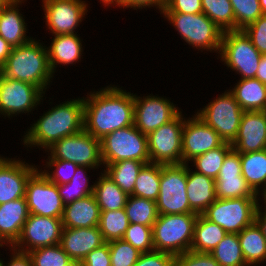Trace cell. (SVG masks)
Returning <instances> with one entry per match:
<instances>
[{
	"label": "cell",
	"instance_id": "cell-1",
	"mask_svg": "<svg viewBox=\"0 0 266 266\" xmlns=\"http://www.w3.org/2000/svg\"><path fill=\"white\" fill-rule=\"evenodd\" d=\"M118 86L91 91L84 99V130L101 140L134 124V94Z\"/></svg>",
	"mask_w": 266,
	"mask_h": 266
},
{
	"label": "cell",
	"instance_id": "cell-2",
	"mask_svg": "<svg viewBox=\"0 0 266 266\" xmlns=\"http://www.w3.org/2000/svg\"><path fill=\"white\" fill-rule=\"evenodd\" d=\"M45 112L25 133L23 143L45 151L58 140L84 130V99L65 101Z\"/></svg>",
	"mask_w": 266,
	"mask_h": 266
},
{
	"label": "cell",
	"instance_id": "cell-3",
	"mask_svg": "<svg viewBox=\"0 0 266 266\" xmlns=\"http://www.w3.org/2000/svg\"><path fill=\"white\" fill-rule=\"evenodd\" d=\"M0 73L9 79L33 84L44 93L55 74L49 64L47 46L35 38L27 44L13 47Z\"/></svg>",
	"mask_w": 266,
	"mask_h": 266
},
{
	"label": "cell",
	"instance_id": "cell-4",
	"mask_svg": "<svg viewBox=\"0 0 266 266\" xmlns=\"http://www.w3.org/2000/svg\"><path fill=\"white\" fill-rule=\"evenodd\" d=\"M198 214H159L152 226L155 251L180 255L190 251Z\"/></svg>",
	"mask_w": 266,
	"mask_h": 266
},
{
	"label": "cell",
	"instance_id": "cell-5",
	"mask_svg": "<svg viewBox=\"0 0 266 266\" xmlns=\"http://www.w3.org/2000/svg\"><path fill=\"white\" fill-rule=\"evenodd\" d=\"M185 42L200 50L220 52L223 32L203 12L197 14L160 13Z\"/></svg>",
	"mask_w": 266,
	"mask_h": 266
},
{
	"label": "cell",
	"instance_id": "cell-6",
	"mask_svg": "<svg viewBox=\"0 0 266 266\" xmlns=\"http://www.w3.org/2000/svg\"><path fill=\"white\" fill-rule=\"evenodd\" d=\"M103 164L121 160L150 163L147 135L133 125L115 130L101 139Z\"/></svg>",
	"mask_w": 266,
	"mask_h": 266
},
{
	"label": "cell",
	"instance_id": "cell-7",
	"mask_svg": "<svg viewBox=\"0 0 266 266\" xmlns=\"http://www.w3.org/2000/svg\"><path fill=\"white\" fill-rule=\"evenodd\" d=\"M219 55L230 70L241 75L240 79L255 78L262 57L243 30L223 32Z\"/></svg>",
	"mask_w": 266,
	"mask_h": 266
},
{
	"label": "cell",
	"instance_id": "cell-8",
	"mask_svg": "<svg viewBox=\"0 0 266 266\" xmlns=\"http://www.w3.org/2000/svg\"><path fill=\"white\" fill-rule=\"evenodd\" d=\"M187 164L161 165L160 190L156 200L159 214H196L187 196Z\"/></svg>",
	"mask_w": 266,
	"mask_h": 266
},
{
	"label": "cell",
	"instance_id": "cell-9",
	"mask_svg": "<svg viewBox=\"0 0 266 266\" xmlns=\"http://www.w3.org/2000/svg\"><path fill=\"white\" fill-rule=\"evenodd\" d=\"M258 198H217L201 215L227 233H240L254 222Z\"/></svg>",
	"mask_w": 266,
	"mask_h": 266
},
{
	"label": "cell",
	"instance_id": "cell-10",
	"mask_svg": "<svg viewBox=\"0 0 266 266\" xmlns=\"http://www.w3.org/2000/svg\"><path fill=\"white\" fill-rule=\"evenodd\" d=\"M243 113L234 94L227 90L198 110L196 115L212 127L224 142L232 143L237 137Z\"/></svg>",
	"mask_w": 266,
	"mask_h": 266
},
{
	"label": "cell",
	"instance_id": "cell-11",
	"mask_svg": "<svg viewBox=\"0 0 266 266\" xmlns=\"http://www.w3.org/2000/svg\"><path fill=\"white\" fill-rule=\"evenodd\" d=\"M50 152L48 159L69 161L78 166L97 169L103 164L101 157V140L82 130L64 137L46 150Z\"/></svg>",
	"mask_w": 266,
	"mask_h": 266
},
{
	"label": "cell",
	"instance_id": "cell-12",
	"mask_svg": "<svg viewBox=\"0 0 266 266\" xmlns=\"http://www.w3.org/2000/svg\"><path fill=\"white\" fill-rule=\"evenodd\" d=\"M182 112L169 123L147 135L150 163L161 165L182 164Z\"/></svg>",
	"mask_w": 266,
	"mask_h": 266
},
{
	"label": "cell",
	"instance_id": "cell-13",
	"mask_svg": "<svg viewBox=\"0 0 266 266\" xmlns=\"http://www.w3.org/2000/svg\"><path fill=\"white\" fill-rule=\"evenodd\" d=\"M25 198L29 214L62 218V203L57 185L48 180L41 169H37L26 185Z\"/></svg>",
	"mask_w": 266,
	"mask_h": 266
},
{
	"label": "cell",
	"instance_id": "cell-14",
	"mask_svg": "<svg viewBox=\"0 0 266 266\" xmlns=\"http://www.w3.org/2000/svg\"><path fill=\"white\" fill-rule=\"evenodd\" d=\"M43 94V95H42ZM44 92L33 84L4 77L0 73V114L13 117L29 113L43 101Z\"/></svg>",
	"mask_w": 266,
	"mask_h": 266
},
{
	"label": "cell",
	"instance_id": "cell-15",
	"mask_svg": "<svg viewBox=\"0 0 266 266\" xmlns=\"http://www.w3.org/2000/svg\"><path fill=\"white\" fill-rule=\"evenodd\" d=\"M63 225L61 218L29 214L20 237L12 246L22 252L60 244Z\"/></svg>",
	"mask_w": 266,
	"mask_h": 266
},
{
	"label": "cell",
	"instance_id": "cell-16",
	"mask_svg": "<svg viewBox=\"0 0 266 266\" xmlns=\"http://www.w3.org/2000/svg\"><path fill=\"white\" fill-rule=\"evenodd\" d=\"M181 111L169 99L148 95L134 94V126L143 134L158 129L175 119Z\"/></svg>",
	"mask_w": 266,
	"mask_h": 266
},
{
	"label": "cell",
	"instance_id": "cell-17",
	"mask_svg": "<svg viewBox=\"0 0 266 266\" xmlns=\"http://www.w3.org/2000/svg\"><path fill=\"white\" fill-rule=\"evenodd\" d=\"M43 17L46 26L53 35L74 34L84 15L88 4L83 0H42Z\"/></svg>",
	"mask_w": 266,
	"mask_h": 266
},
{
	"label": "cell",
	"instance_id": "cell-18",
	"mask_svg": "<svg viewBox=\"0 0 266 266\" xmlns=\"http://www.w3.org/2000/svg\"><path fill=\"white\" fill-rule=\"evenodd\" d=\"M220 135L196 114L192 118L184 117L182 131V164L191 162L196 156L224 144Z\"/></svg>",
	"mask_w": 266,
	"mask_h": 266
},
{
	"label": "cell",
	"instance_id": "cell-19",
	"mask_svg": "<svg viewBox=\"0 0 266 266\" xmlns=\"http://www.w3.org/2000/svg\"><path fill=\"white\" fill-rule=\"evenodd\" d=\"M216 198H258V194L242 176L240 153L232 149L225 157L215 179Z\"/></svg>",
	"mask_w": 266,
	"mask_h": 266
},
{
	"label": "cell",
	"instance_id": "cell-20",
	"mask_svg": "<svg viewBox=\"0 0 266 266\" xmlns=\"http://www.w3.org/2000/svg\"><path fill=\"white\" fill-rule=\"evenodd\" d=\"M37 169L23 160L0 155V204L25 197L27 181Z\"/></svg>",
	"mask_w": 266,
	"mask_h": 266
},
{
	"label": "cell",
	"instance_id": "cell-21",
	"mask_svg": "<svg viewBox=\"0 0 266 266\" xmlns=\"http://www.w3.org/2000/svg\"><path fill=\"white\" fill-rule=\"evenodd\" d=\"M231 146L237 153L266 149V119L263 111H244L237 137Z\"/></svg>",
	"mask_w": 266,
	"mask_h": 266
},
{
	"label": "cell",
	"instance_id": "cell-22",
	"mask_svg": "<svg viewBox=\"0 0 266 266\" xmlns=\"http://www.w3.org/2000/svg\"><path fill=\"white\" fill-rule=\"evenodd\" d=\"M105 243L98 226L62 229L60 245L74 263H80L88 253Z\"/></svg>",
	"mask_w": 266,
	"mask_h": 266
},
{
	"label": "cell",
	"instance_id": "cell-23",
	"mask_svg": "<svg viewBox=\"0 0 266 266\" xmlns=\"http://www.w3.org/2000/svg\"><path fill=\"white\" fill-rule=\"evenodd\" d=\"M29 216L26 198L0 204V237L12 247Z\"/></svg>",
	"mask_w": 266,
	"mask_h": 266
},
{
	"label": "cell",
	"instance_id": "cell-24",
	"mask_svg": "<svg viewBox=\"0 0 266 266\" xmlns=\"http://www.w3.org/2000/svg\"><path fill=\"white\" fill-rule=\"evenodd\" d=\"M24 1L12 0L0 10V36L12 47L22 46L32 40L26 35L27 23L18 9Z\"/></svg>",
	"mask_w": 266,
	"mask_h": 266
},
{
	"label": "cell",
	"instance_id": "cell-25",
	"mask_svg": "<svg viewBox=\"0 0 266 266\" xmlns=\"http://www.w3.org/2000/svg\"><path fill=\"white\" fill-rule=\"evenodd\" d=\"M100 209L94 194L64 205L63 228H90L98 226Z\"/></svg>",
	"mask_w": 266,
	"mask_h": 266
},
{
	"label": "cell",
	"instance_id": "cell-26",
	"mask_svg": "<svg viewBox=\"0 0 266 266\" xmlns=\"http://www.w3.org/2000/svg\"><path fill=\"white\" fill-rule=\"evenodd\" d=\"M187 164V196L190 209L201 215L217 198L215 194V179L191 171Z\"/></svg>",
	"mask_w": 266,
	"mask_h": 266
},
{
	"label": "cell",
	"instance_id": "cell-27",
	"mask_svg": "<svg viewBox=\"0 0 266 266\" xmlns=\"http://www.w3.org/2000/svg\"><path fill=\"white\" fill-rule=\"evenodd\" d=\"M74 34L55 35L51 45L47 47L49 64L52 72H56L57 64H73L79 62L82 56V40Z\"/></svg>",
	"mask_w": 266,
	"mask_h": 266
},
{
	"label": "cell",
	"instance_id": "cell-28",
	"mask_svg": "<svg viewBox=\"0 0 266 266\" xmlns=\"http://www.w3.org/2000/svg\"><path fill=\"white\" fill-rule=\"evenodd\" d=\"M230 91L243 111L266 109V85L257 78L240 79Z\"/></svg>",
	"mask_w": 266,
	"mask_h": 266
},
{
	"label": "cell",
	"instance_id": "cell-29",
	"mask_svg": "<svg viewBox=\"0 0 266 266\" xmlns=\"http://www.w3.org/2000/svg\"><path fill=\"white\" fill-rule=\"evenodd\" d=\"M238 238L248 266L266 261V238L255 222L238 233Z\"/></svg>",
	"mask_w": 266,
	"mask_h": 266
},
{
	"label": "cell",
	"instance_id": "cell-30",
	"mask_svg": "<svg viewBox=\"0 0 266 266\" xmlns=\"http://www.w3.org/2000/svg\"><path fill=\"white\" fill-rule=\"evenodd\" d=\"M94 183V196L100 211H115L124 209L128 195L104 172L100 173Z\"/></svg>",
	"mask_w": 266,
	"mask_h": 266
},
{
	"label": "cell",
	"instance_id": "cell-31",
	"mask_svg": "<svg viewBox=\"0 0 266 266\" xmlns=\"http://www.w3.org/2000/svg\"><path fill=\"white\" fill-rule=\"evenodd\" d=\"M242 176L258 194L266 188V149L258 152L240 153ZM261 188V189H260Z\"/></svg>",
	"mask_w": 266,
	"mask_h": 266
},
{
	"label": "cell",
	"instance_id": "cell-32",
	"mask_svg": "<svg viewBox=\"0 0 266 266\" xmlns=\"http://www.w3.org/2000/svg\"><path fill=\"white\" fill-rule=\"evenodd\" d=\"M227 232L218 224L198 215L192 240V251L211 253Z\"/></svg>",
	"mask_w": 266,
	"mask_h": 266
},
{
	"label": "cell",
	"instance_id": "cell-33",
	"mask_svg": "<svg viewBox=\"0 0 266 266\" xmlns=\"http://www.w3.org/2000/svg\"><path fill=\"white\" fill-rule=\"evenodd\" d=\"M143 161L121 160L111 164H104L103 172L113 180L116 185L128 196L133 194L136 178L142 167Z\"/></svg>",
	"mask_w": 266,
	"mask_h": 266
},
{
	"label": "cell",
	"instance_id": "cell-34",
	"mask_svg": "<svg viewBox=\"0 0 266 266\" xmlns=\"http://www.w3.org/2000/svg\"><path fill=\"white\" fill-rule=\"evenodd\" d=\"M161 164L147 163L140 170L132 196L156 201L160 190Z\"/></svg>",
	"mask_w": 266,
	"mask_h": 266
},
{
	"label": "cell",
	"instance_id": "cell-35",
	"mask_svg": "<svg viewBox=\"0 0 266 266\" xmlns=\"http://www.w3.org/2000/svg\"><path fill=\"white\" fill-rule=\"evenodd\" d=\"M130 223L153 226L159 216L156 201L129 195L124 207Z\"/></svg>",
	"mask_w": 266,
	"mask_h": 266
},
{
	"label": "cell",
	"instance_id": "cell-36",
	"mask_svg": "<svg viewBox=\"0 0 266 266\" xmlns=\"http://www.w3.org/2000/svg\"><path fill=\"white\" fill-rule=\"evenodd\" d=\"M211 255L220 266H248L236 233H227L213 249Z\"/></svg>",
	"mask_w": 266,
	"mask_h": 266
},
{
	"label": "cell",
	"instance_id": "cell-37",
	"mask_svg": "<svg viewBox=\"0 0 266 266\" xmlns=\"http://www.w3.org/2000/svg\"><path fill=\"white\" fill-rule=\"evenodd\" d=\"M86 169L90 170L91 168L79 165L69 183L57 185L64 205L94 193V184L89 186V178L86 177L88 176L86 174Z\"/></svg>",
	"mask_w": 266,
	"mask_h": 266
},
{
	"label": "cell",
	"instance_id": "cell-38",
	"mask_svg": "<svg viewBox=\"0 0 266 266\" xmlns=\"http://www.w3.org/2000/svg\"><path fill=\"white\" fill-rule=\"evenodd\" d=\"M202 12L222 32L236 30L235 16L230 0H201Z\"/></svg>",
	"mask_w": 266,
	"mask_h": 266
},
{
	"label": "cell",
	"instance_id": "cell-39",
	"mask_svg": "<svg viewBox=\"0 0 266 266\" xmlns=\"http://www.w3.org/2000/svg\"><path fill=\"white\" fill-rule=\"evenodd\" d=\"M129 224L125 209L100 212L98 227L105 242L123 239Z\"/></svg>",
	"mask_w": 266,
	"mask_h": 266
},
{
	"label": "cell",
	"instance_id": "cell-40",
	"mask_svg": "<svg viewBox=\"0 0 266 266\" xmlns=\"http://www.w3.org/2000/svg\"><path fill=\"white\" fill-rule=\"evenodd\" d=\"M231 143L225 142L222 146L196 156L191 161L194 163L195 171L205 176L216 179L226 155L232 150Z\"/></svg>",
	"mask_w": 266,
	"mask_h": 266
},
{
	"label": "cell",
	"instance_id": "cell-41",
	"mask_svg": "<svg viewBox=\"0 0 266 266\" xmlns=\"http://www.w3.org/2000/svg\"><path fill=\"white\" fill-rule=\"evenodd\" d=\"M28 254L32 266H72L74 264L60 244L31 250Z\"/></svg>",
	"mask_w": 266,
	"mask_h": 266
},
{
	"label": "cell",
	"instance_id": "cell-42",
	"mask_svg": "<svg viewBox=\"0 0 266 266\" xmlns=\"http://www.w3.org/2000/svg\"><path fill=\"white\" fill-rule=\"evenodd\" d=\"M235 16L236 30H243L263 15L259 0H230Z\"/></svg>",
	"mask_w": 266,
	"mask_h": 266
},
{
	"label": "cell",
	"instance_id": "cell-43",
	"mask_svg": "<svg viewBox=\"0 0 266 266\" xmlns=\"http://www.w3.org/2000/svg\"><path fill=\"white\" fill-rule=\"evenodd\" d=\"M110 250L111 266H134L141 252L123 239L107 242Z\"/></svg>",
	"mask_w": 266,
	"mask_h": 266
},
{
	"label": "cell",
	"instance_id": "cell-44",
	"mask_svg": "<svg viewBox=\"0 0 266 266\" xmlns=\"http://www.w3.org/2000/svg\"><path fill=\"white\" fill-rule=\"evenodd\" d=\"M123 240L141 253L154 251L152 227L130 223Z\"/></svg>",
	"mask_w": 266,
	"mask_h": 266
},
{
	"label": "cell",
	"instance_id": "cell-45",
	"mask_svg": "<svg viewBox=\"0 0 266 266\" xmlns=\"http://www.w3.org/2000/svg\"><path fill=\"white\" fill-rule=\"evenodd\" d=\"M46 167L53 169L50 172L48 170H41L48 180L56 185L69 183L72 177L75 175V171L78 167L77 164L69 161L58 160V159H47ZM50 172V173H49Z\"/></svg>",
	"mask_w": 266,
	"mask_h": 266
},
{
	"label": "cell",
	"instance_id": "cell-46",
	"mask_svg": "<svg viewBox=\"0 0 266 266\" xmlns=\"http://www.w3.org/2000/svg\"><path fill=\"white\" fill-rule=\"evenodd\" d=\"M243 31L250 38L253 46L262 55L266 54V14L246 26Z\"/></svg>",
	"mask_w": 266,
	"mask_h": 266
},
{
	"label": "cell",
	"instance_id": "cell-47",
	"mask_svg": "<svg viewBox=\"0 0 266 266\" xmlns=\"http://www.w3.org/2000/svg\"><path fill=\"white\" fill-rule=\"evenodd\" d=\"M174 266H220L211 253L187 251L174 258Z\"/></svg>",
	"mask_w": 266,
	"mask_h": 266
},
{
	"label": "cell",
	"instance_id": "cell-48",
	"mask_svg": "<svg viewBox=\"0 0 266 266\" xmlns=\"http://www.w3.org/2000/svg\"><path fill=\"white\" fill-rule=\"evenodd\" d=\"M161 13H202L201 0H166Z\"/></svg>",
	"mask_w": 266,
	"mask_h": 266
},
{
	"label": "cell",
	"instance_id": "cell-49",
	"mask_svg": "<svg viewBox=\"0 0 266 266\" xmlns=\"http://www.w3.org/2000/svg\"><path fill=\"white\" fill-rule=\"evenodd\" d=\"M174 258V255L154 250L141 253L134 266H174Z\"/></svg>",
	"mask_w": 266,
	"mask_h": 266
},
{
	"label": "cell",
	"instance_id": "cell-50",
	"mask_svg": "<svg viewBox=\"0 0 266 266\" xmlns=\"http://www.w3.org/2000/svg\"><path fill=\"white\" fill-rule=\"evenodd\" d=\"M79 266H111L108 243L106 242L101 247L88 253L79 263Z\"/></svg>",
	"mask_w": 266,
	"mask_h": 266
},
{
	"label": "cell",
	"instance_id": "cell-51",
	"mask_svg": "<svg viewBox=\"0 0 266 266\" xmlns=\"http://www.w3.org/2000/svg\"><path fill=\"white\" fill-rule=\"evenodd\" d=\"M166 0H115V5L124 8L143 9L154 7L161 12ZM137 8V9H136Z\"/></svg>",
	"mask_w": 266,
	"mask_h": 266
},
{
	"label": "cell",
	"instance_id": "cell-52",
	"mask_svg": "<svg viewBox=\"0 0 266 266\" xmlns=\"http://www.w3.org/2000/svg\"><path fill=\"white\" fill-rule=\"evenodd\" d=\"M12 250L11 260L8 264L1 259V266H32V261L28 252H22L10 247Z\"/></svg>",
	"mask_w": 266,
	"mask_h": 266
},
{
	"label": "cell",
	"instance_id": "cell-53",
	"mask_svg": "<svg viewBox=\"0 0 266 266\" xmlns=\"http://www.w3.org/2000/svg\"><path fill=\"white\" fill-rule=\"evenodd\" d=\"M258 201V208L256 209L254 222L260 228L263 236L266 238V213L262 212V205L260 206Z\"/></svg>",
	"mask_w": 266,
	"mask_h": 266
},
{
	"label": "cell",
	"instance_id": "cell-54",
	"mask_svg": "<svg viewBox=\"0 0 266 266\" xmlns=\"http://www.w3.org/2000/svg\"><path fill=\"white\" fill-rule=\"evenodd\" d=\"M12 46L0 36V68L5 64L11 54Z\"/></svg>",
	"mask_w": 266,
	"mask_h": 266
},
{
	"label": "cell",
	"instance_id": "cell-55",
	"mask_svg": "<svg viewBox=\"0 0 266 266\" xmlns=\"http://www.w3.org/2000/svg\"><path fill=\"white\" fill-rule=\"evenodd\" d=\"M255 78L266 85V54H263Z\"/></svg>",
	"mask_w": 266,
	"mask_h": 266
},
{
	"label": "cell",
	"instance_id": "cell-56",
	"mask_svg": "<svg viewBox=\"0 0 266 266\" xmlns=\"http://www.w3.org/2000/svg\"><path fill=\"white\" fill-rule=\"evenodd\" d=\"M259 2H260L262 13L266 14V0H259Z\"/></svg>",
	"mask_w": 266,
	"mask_h": 266
},
{
	"label": "cell",
	"instance_id": "cell-57",
	"mask_svg": "<svg viewBox=\"0 0 266 266\" xmlns=\"http://www.w3.org/2000/svg\"><path fill=\"white\" fill-rule=\"evenodd\" d=\"M261 194H262V199L264 200V203H265V208L263 209V212L266 213V188H264L263 190L260 191ZM263 192V193H262Z\"/></svg>",
	"mask_w": 266,
	"mask_h": 266
},
{
	"label": "cell",
	"instance_id": "cell-58",
	"mask_svg": "<svg viewBox=\"0 0 266 266\" xmlns=\"http://www.w3.org/2000/svg\"><path fill=\"white\" fill-rule=\"evenodd\" d=\"M12 0H0V10L9 4Z\"/></svg>",
	"mask_w": 266,
	"mask_h": 266
},
{
	"label": "cell",
	"instance_id": "cell-59",
	"mask_svg": "<svg viewBox=\"0 0 266 266\" xmlns=\"http://www.w3.org/2000/svg\"><path fill=\"white\" fill-rule=\"evenodd\" d=\"M4 245L9 247V245L0 237V247H4Z\"/></svg>",
	"mask_w": 266,
	"mask_h": 266
},
{
	"label": "cell",
	"instance_id": "cell-60",
	"mask_svg": "<svg viewBox=\"0 0 266 266\" xmlns=\"http://www.w3.org/2000/svg\"><path fill=\"white\" fill-rule=\"evenodd\" d=\"M263 112H264V116H265V119H266V109H265V110H263Z\"/></svg>",
	"mask_w": 266,
	"mask_h": 266
},
{
	"label": "cell",
	"instance_id": "cell-61",
	"mask_svg": "<svg viewBox=\"0 0 266 266\" xmlns=\"http://www.w3.org/2000/svg\"><path fill=\"white\" fill-rule=\"evenodd\" d=\"M72 266H79V263H74Z\"/></svg>",
	"mask_w": 266,
	"mask_h": 266
}]
</instances>
